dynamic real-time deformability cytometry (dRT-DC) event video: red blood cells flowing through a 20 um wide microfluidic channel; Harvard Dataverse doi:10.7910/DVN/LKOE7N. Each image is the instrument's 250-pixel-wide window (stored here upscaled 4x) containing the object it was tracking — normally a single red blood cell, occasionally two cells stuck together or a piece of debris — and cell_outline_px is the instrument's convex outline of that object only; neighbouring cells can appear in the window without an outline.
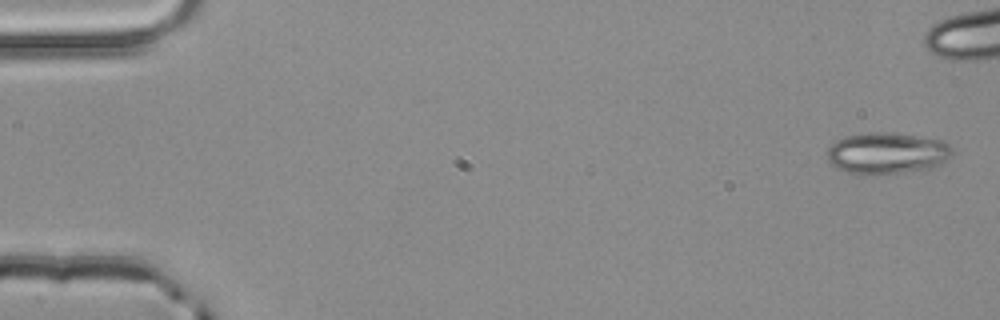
{"species": "common noctule bat (a hibernating species)", "species_latin": "Nyctalus noctula", "temperature_condition": "room temperature", "stored_images_in_passage": 5, "camera_frame_rate_fps": 3000, "um_per_image_px": 0.085, "animal": {"sex": "male", "body_mass_g": 20.4}, "frame": {"image": 1, "passage_image": 1, "time_ms": 0.0, "image_size_px": [1000, 320], "cell_outline_px": [[956, 152], [952, 156], [940, 164], [932, 168], [876, 176], [848, 172], [836, 168], [828, 160], [828, 148], [836, 140], [848, 136], [876, 132], [888, 132], [940, 140], [948, 144]], "centroid_in_image_um": [75.42, 13.05], "position_along_channel_um": 9.6, "area_um2": 30.23}}